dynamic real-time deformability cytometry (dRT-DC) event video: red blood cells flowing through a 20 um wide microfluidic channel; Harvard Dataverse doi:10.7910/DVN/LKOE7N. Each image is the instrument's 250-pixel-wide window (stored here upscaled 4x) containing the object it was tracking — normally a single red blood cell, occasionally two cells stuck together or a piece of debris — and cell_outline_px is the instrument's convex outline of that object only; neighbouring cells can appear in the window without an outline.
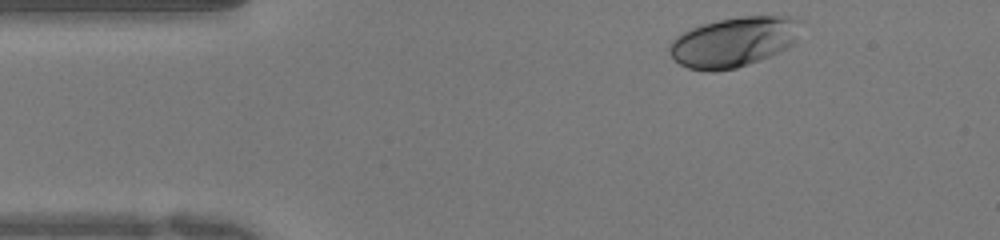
{"species": "human", "species_latin": "Homo sapiens", "temperature_condition": "warm", "stored_images_in_passage": 36, "camera_frame_rate_fps": 3000, "um_per_image_px": 0.085, "donor": {"sex": "female"}, "frame": {"image": 1, "passage_image": 1, "time_ms": 0.0, "image_size_px": [1000, 240], "cell_outline_px": [[804, 20], [796, 40], [788, 48], [780, 52], [760, 60], [736, 68], [716, 72], [708, 72], [688, 68], [680, 64], [668, 52], [668, 44], [676, 36], [692, 28], [716, 20], [740, 16], [792, 16]], "centroid_in_image_um": [62.4, 3.56], "position_along_channel_um": 22.6, "area_um2": 38.73}}
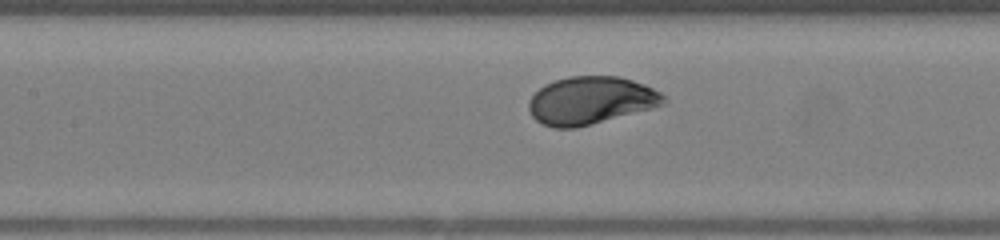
{"frame": {"image": 2, "passage_image": 16, "time_ms": 5.0, "image_size_px": [1000, 240], "cell_outline_px": [[668, 100], [664, 104], [652, 108], [576, 128], [552, 128], [536, 120], [532, 116], [528, 108], [528, 100], [544, 84], [568, 76], [620, 76], [644, 84], [660, 92]], "centroid_in_image_um": [50.2, 8.54], "position_along_channel_um": 157.2, "area_um2": 37.45}}
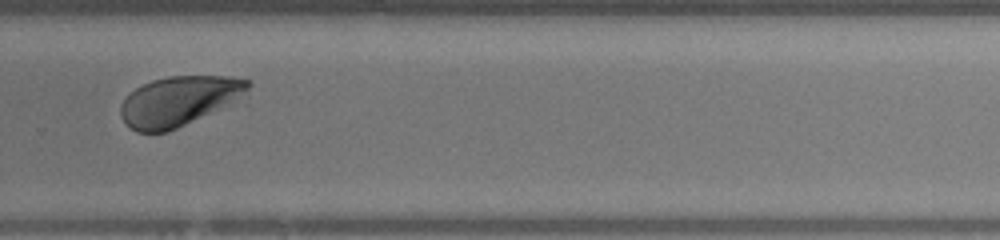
{"frame": {"image": 3, "passage_image": 28, "time_ms": 9.0, "image_size_px": [1000, 240], "cell_outline_px": [[252, 84], [248, 88], [216, 108], [168, 132], [136, 132], [120, 116], [120, 104], [136, 88], [152, 80], [168, 76], [228, 76], [252, 80]], "centroid_in_image_um": [15.09, 8.56], "position_along_channel_um": 314.7, "area_um2": 35.32}, "authors_computed_cell_mechanics": {"area_um2": 36.992, "velocity_mm_per_s": 3.9574, "shape_relaxation_time_tau1_ms": 1.6642, "shape_relaxation_time_tau2_ms": null, "deformation_change_tau1": 0.1222, "deformation_change_tau2": null}}